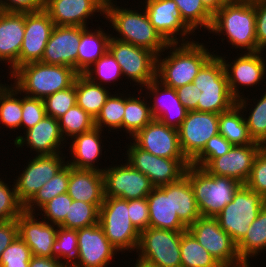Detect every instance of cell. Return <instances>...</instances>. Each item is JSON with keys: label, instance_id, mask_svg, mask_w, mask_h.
<instances>
[{"label": "cell", "instance_id": "cell-1", "mask_svg": "<svg viewBox=\"0 0 266 267\" xmlns=\"http://www.w3.org/2000/svg\"><path fill=\"white\" fill-rule=\"evenodd\" d=\"M209 51L204 43L196 40L168 44L164 52L169 54L166 57L163 53L157 55L156 80L173 89L193 83L199 70L214 55L215 50Z\"/></svg>", "mask_w": 266, "mask_h": 267}, {"label": "cell", "instance_id": "cell-2", "mask_svg": "<svg viewBox=\"0 0 266 267\" xmlns=\"http://www.w3.org/2000/svg\"><path fill=\"white\" fill-rule=\"evenodd\" d=\"M142 9L140 6V11L135 8L132 10V7H120L117 2L106 5L105 19H108L113 31L117 32L116 36L112 33L111 37L152 51L156 56L160 55L164 53L168 43L155 30L146 11Z\"/></svg>", "mask_w": 266, "mask_h": 267}, {"label": "cell", "instance_id": "cell-3", "mask_svg": "<svg viewBox=\"0 0 266 267\" xmlns=\"http://www.w3.org/2000/svg\"><path fill=\"white\" fill-rule=\"evenodd\" d=\"M253 0L226 2L214 15L210 33L225 36L231 47L259 52L256 40Z\"/></svg>", "mask_w": 266, "mask_h": 267}, {"label": "cell", "instance_id": "cell-4", "mask_svg": "<svg viewBox=\"0 0 266 267\" xmlns=\"http://www.w3.org/2000/svg\"><path fill=\"white\" fill-rule=\"evenodd\" d=\"M79 73L69 66L32 62L18 67L11 75L12 83L22 94L44 99L71 87Z\"/></svg>", "mask_w": 266, "mask_h": 267}, {"label": "cell", "instance_id": "cell-5", "mask_svg": "<svg viewBox=\"0 0 266 267\" xmlns=\"http://www.w3.org/2000/svg\"><path fill=\"white\" fill-rule=\"evenodd\" d=\"M184 176L190 182L202 217H215L232 202L234 193L242 185L232 178L211 175L205 169L191 164Z\"/></svg>", "mask_w": 266, "mask_h": 267}, {"label": "cell", "instance_id": "cell-6", "mask_svg": "<svg viewBox=\"0 0 266 267\" xmlns=\"http://www.w3.org/2000/svg\"><path fill=\"white\" fill-rule=\"evenodd\" d=\"M193 84L201 90L197 105L199 112L220 114L236 104L228 87L223 62L217 52L202 66Z\"/></svg>", "mask_w": 266, "mask_h": 267}, {"label": "cell", "instance_id": "cell-7", "mask_svg": "<svg viewBox=\"0 0 266 267\" xmlns=\"http://www.w3.org/2000/svg\"><path fill=\"white\" fill-rule=\"evenodd\" d=\"M129 216L128 200L105 197L100 206L99 225L109 242L123 253L136 252L140 239V232Z\"/></svg>", "mask_w": 266, "mask_h": 267}, {"label": "cell", "instance_id": "cell-8", "mask_svg": "<svg viewBox=\"0 0 266 267\" xmlns=\"http://www.w3.org/2000/svg\"><path fill=\"white\" fill-rule=\"evenodd\" d=\"M265 204L266 200L260 194L246 185H241L234 193L232 202L228 203L215 218L220 227L238 244Z\"/></svg>", "mask_w": 266, "mask_h": 267}, {"label": "cell", "instance_id": "cell-9", "mask_svg": "<svg viewBox=\"0 0 266 267\" xmlns=\"http://www.w3.org/2000/svg\"><path fill=\"white\" fill-rule=\"evenodd\" d=\"M108 50L121 67L123 77L135 82L134 85L137 83L140 87L139 95H145L142 94L143 87L156 79L157 56L152 51L113 37L109 39Z\"/></svg>", "mask_w": 266, "mask_h": 267}, {"label": "cell", "instance_id": "cell-10", "mask_svg": "<svg viewBox=\"0 0 266 267\" xmlns=\"http://www.w3.org/2000/svg\"><path fill=\"white\" fill-rule=\"evenodd\" d=\"M183 232L149 226L140 232L137 257L158 267H181L180 244Z\"/></svg>", "mask_w": 266, "mask_h": 267}, {"label": "cell", "instance_id": "cell-11", "mask_svg": "<svg viewBox=\"0 0 266 267\" xmlns=\"http://www.w3.org/2000/svg\"><path fill=\"white\" fill-rule=\"evenodd\" d=\"M187 230L222 267L246 265L240 258L237 244L219 225L215 217H199Z\"/></svg>", "mask_w": 266, "mask_h": 267}, {"label": "cell", "instance_id": "cell-12", "mask_svg": "<svg viewBox=\"0 0 266 267\" xmlns=\"http://www.w3.org/2000/svg\"><path fill=\"white\" fill-rule=\"evenodd\" d=\"M125 159L134 168L147 176L155 187L179 181L190 165L187 159H168L144 151L134 143H128Z\"/></svg>", "mask_w": 266, "mask_h": 267}, {"label": "cell", "instance_id": "cell-13", "mask_svg": "<svg viewBox=\"0 0 266 267\" xmlns=\"http://www.w3.org/2000/svg\"><path fill=\"white\" fill-rule=\"evenodd\" d=\"M63 153L34 155L28 160L22 173L15 177L14 183L19 201L25 206L40 188L56 175L66 164Z\"/></svg>", "mask_w": 266, "mask_h": 267}, {"label": "cell", "instance_id": "cell-14", "mask_svg": "<svg viewBox=\"0 0 266 267\" xmlns=\"http://www.w3.org/2000/svg\"><path fill=\"white\" fill-rule=\"evenodd\" d=\"M177 130L181 151L191 162L204 149L207 141L219 134V114L188 111Z\"/></svg>", "mask_w": 266, "mask_h": 267}, {"label": "cell", "instance_id": "cell-15", "mask_svg": "<svg viewBox=\"0 0 266 267\" xmlns=\"http://www.w3.org/2000/svg\"><path fill=\"white\" fill-rule=\"evenodd\" d=\"M103 170L105 197L124 200L146 198L155 187L150 179L127 161Z\"/></svg>", "mask_w": 266, "mask_h": 267}, {"label": "cell", "instance_id": "cell-16", "mask_svg": "<svg viewBox=\"0 0 266 267\" xmlns=\"http://www.w3.org/2000/svg\"><path fill=\"white\" fill-rule=\"evenodd\" d=\"M243 53L237 54L238 56L232 62L231 60L228 62V59H225V55H218L225 68L230 93L236 100L243 96L240 95L243 92L239 91L242 86L244 88H252L254 85L260 86L259 84L266 79V61L262 57L264 52Z\"/></svg>", "mask_w": 266, "mask_h": 267}, {"label": "cell", "instance_id": "cell-17", "mask_svg": "<svg viewBox=\"0 0 266 267\" xmlns=\"http://www.w3.org/2000/svg\"><path fill=\"white\" fill-rule=\"evenodd\" d=\"M143 5H145L143 7L149 17L150 23L168 44L194 41L191 37L190 39L188 37L193 32L181 20L175 1L145 0Z\"/></svg>", "mask_w": 266, "mask_h": 267}, {"label": "cell", "instance_id": "cell-18", "mask_svg": "<svg viewBox=\"0 0 266 267\" xmlns=\"http://www.w3.org/2000/svg\"><path fill=\"white\" fill-rule=\"evenodd\" d=\"M78 255L70 267H108L120 253L106 238L99 223L78 229Z\"/></svg>", "mask_w": 266, "mask_h": 267}, {"label": "cell", "instance_id": "cell-19", "mask_svg": "<svg viewBox=\"0 0 266 267\" xmlns=\"http://www.w3.org/2000/svg\"><path fill=\"white\" fill-rule=\"evenodd\" d=\"M130 140L144 151L168 159H186L178 137V130L153 119Z\"/></svg>", "mask_w": 266, "mask_h": 267}, {"label": "cell", "instance_id": "cell-20", "mask_svg": "<svg viewBox=\"0 0 266 267\" xmlns=\"http://www.w3.org/2000/svg\"><path fill=\"white\" fill-rule=\"evenodd\" d=\"M54 26L44 9L25 12V32L19 54V67L41 61Z\"/></svg>", "mask_w": 266, "mask_h": 267}, {"label": "cell", "instance_id": "cell-21", "mask_svg": "<svg viewBox=\"0 0 266 267\" xmlns=\"http://www.w3.org/2000/svg\"><path fill=\"white\" fill-rule=\"evenodd\" d=\"M262 148L261 144L233 146L228 153L214 158L204 169L211 175L229 177L245 185L254 159Z\"/></svg>", "mask_w": 266, "mask_h": 267}, {"label": "cell", "instance_id": "cell-22", "mask_svg": "<svg viewBox=\"0 0 266 267\" xmlns=\"http://www.w3.org/2000/svg\"><path fill=\"white\" fill-rule=\"evenodd\" d=\"M144 90L147 99L150 98L148 101H150L153 119L162 122L168 127L178 129L186 118L188 110L179 100L176 89L164 86L155 79L147 86H144Z\"/></svg>", "mask_w": 266, "mask_h": 267}, {"label": "cell", "instance_id": "cell-23", "mask_svg": "<svg viewBox=\"0 0 266 267\" xmlns=\"http://www.w3.org/2000/svg\"><path fill=\"white\" fill-rule=\"evenodd\" d=\"M44 10L55 26L88 27L87 19L96 13L105 17V5L99 0H44Z\"/></svg>", "mask_w": 266, "mask_h": 267}, {"label": "cell", "instance_id": "cell-24", "mask_svg": "<svg viewBox=\"0 0 266 267\" xmlns=\"http://www.w3.org/2000/svg\"><path fill=\"white\" fill-rule=\"evenodd\" d=\"M23 134L17 136L12 144L16 148H22L26 144L30 152L35 151L36 155L61 153L62 148L66 147L65 142H68L62 136L58 119L48 115Z\"/></svg>", "mask_w": 266, "mask_h": 267}, {"label": "cell", "instance_id": "cell-25", "mask_svg": "<svg viewBox=\"0 0 266 267\" xmlns=\"http://www.w3.org/2000/svg\"><path fill=\"white\" fill-rule=\"evenodd\" d=\"M81 26H54L40 62L69 66L77 71Z\"/></svg>", "mask_w": 266, "mask_h": 267}, {"label": "cell", "instance_id": "cell-26", "mask_svg": "<svg viewBox=\"0 0 266 267\" xmlns=\"http://www.w3.org/2000/svg\"><path fill=\"white\" fill-rule=\"evenodd\" d=\"M37 217V218H36ZM18 236L28 245L33 256L52 258L58 225L48 223L36 213L23 212L17 218Z\"/></svg>", "mask_w": 266, "mask_h": 267}, {"label": "cell", "instance_id": "cell-27", "mask_svg": "<svg viewBox=\"0 0 266 267\" xmlns=\"http://www.w3.org/2000/svg\"><path fill=\"white\" fill-rule=\"evenodd\" d=\"M25 32V12H0V62L9 75L19 67V54Z\"/></svg>", "mask_w": 266, "mask_h": 267}, {"label": "cell", "instance_id": "cell-28", "mask_svg": "<svg viewBox=\"0 0 266 267\" xmlns=\"http://www.w3.org/2000/svg\"><path fill=\"white\" fill-rule=\"evenodd\" d=\"M102 130L94 127L92 130L74 136L69 144V152H71V160L68 159L67 164L75 169L97 170L103 172L105 167L99 168L98 163L102 158ZM102 144V145H101ZM73 156V157H72ZM101 157V158H100Z\"/></svg>", "mask_w": 266, "mask_h": 267}, {"label": "cell", "instance_id": "cell-29", "mask_svg": "<svg viewBox=\"0 0 266 267\" xmlns=\"http://www.w3.org/2000/svg\"><path fill=\"white\" fill-rule=\"evenodd\" d=\"M149 209V226L158 229L186 231L172 204V183L154 187L146 197Z\"/></svg>", "mask_w": 266, "mask_h": 267}, {"label": "cell", "instance_id": "cell-30", "mask_svg": "<svg viewBox=\"0 0 266 267\" xmlns=\"http://www.w3.org/2000/svg\"><path fill=\"white\" fill-rule=\"evenodd\" d=\"M67 194L73 200L102 204L105 199L103 173L97 170L75 169L69 166Z\"/></svg>", "mask_w": 266, "mask_h": 267}, {"label": "cell", "instance_id": "cell-31", "mask_svg": "<svg viewBox=\"0 0 266 267\" xmlns=\"http://www.w3.org/2000/svg\"><path fill=\"white\" fill-rule=\"evenodd\" d=\"M95 29L81 27V38L77 55V72L79 74H83L108 51L111 34L100 28V26Z\"/></svg>", "mask_w": 266, "mask_h": 267}, {"label": "cell", "instance_id": "cell-32", "mask_svg": "<svg viewBox=\"0 0 266 267\" xmlns=\"http://www.w3.org/2000/svg\"><path fill=\"white\" fill-rule=\"evenodd\" d=\"M219 134L233 146L260 144L251 138L243 111L237 104L230 110L219 114Z\"/></svg>", "mask_w": 266, "mask_h": 267}, {"label": "cell", "instance_id": "cell-33", "mask_svg": "<svg viewBox=\"0 0 266 267\" xmlns=\"http://www.w3.org/2000/svg\"><path fill=\"white\" fill-rule=\"evenodd\" d=\"M106 88L108 86L93 83L83 74H79L76 77V104L96 119L111 94Z\"/></svg>", "mask_w": 266, "mask_h": 267}, {"label": "cell", "instance_id": "cell-34", "mask_svg": "<svg viewBox=\"0 0 266 267\" xmlns=\"http://www.w3.org/2000/svg\"><path fill=\"white\" fill-rule=\"evenodd\" d=\"M237 250L246 265L250 264L249 258H256L260 252L266 251V204L249 226L244 238L237 244Z\"/></svg>", "mask_w": 266, "mask_h": 267}, {"label": "cell", "instance_id": "cell-35", "mask_svg": "<svg viewBox=\"0 0 266 267\" xmlns=\"http://www.w3.org/2000/svg\"><path fill=\"white\" fill-rule=\"evenodd\" d=\"M172 204L174 212L187 228L201 217L193 189L185 176L172 183Z\"/></svg>", "mask_w": 266, "mask_h": 267}, {"label": "cell", "instance_id": "cell-36", "mask_svg": "<svg viewBox=\"0 0 266 267\" xmlns=\"http://www.w3.org/2000/svg\"><path fill=\"white\" fill-rule=\"evenodd\" d=\"M141 97H145L142 98ZM147 96H131L127 93L125 96V109L122 119V129L132 138L138 131L142 130L152 120L149 101Z\"/></svg>", "mask_w": 266, "mask_h": 267}, {"label": "cell", "instance_id": "cell-37", "mask_svg": "<svg viewBox=\"0 0 266 267\" xmlns=\"http://www.w3.org/2000/svg\"><path fill=\"white\" fill-rule=\"evenodd\" d=\"M242 95L243 96L241 98L236 100V104L243 111L248 132L254 142L260 143L262 146H264L266 144V92L262 94L257 102L255 99L250 100L247 97L245 98L244 94ZM248 100H253L254 105H252V102L249 104L250 102ZM248 105H250L251 108L247 107ZM248 111L249 114L247 115Z\"/></svg>", "mask_w": 266, "mask_h": 267}, {"label": "cell", "instance_id": "cell-38", "mask_svg": "<svg viewBox=\"0 0 266 267\" xmlns=\"http://www.w3.org/2000/svg\"><path fill=\"white\" fill-rule=\"evenodd\" d=\"M20 95V96H19ZM22 93L12 83L0 90V124L10 131L19 130L22 121Z\"/></svg>", "mask_w": 266, "mask_h": 267}, {"label": "cell", "instance_id": "cell-39", "mask_svg": "<svg viewBox=\"0 0 266 267\" xmlns=\"http://www.w3.org/2000/svg\"><path fill=\"white\" fill-rule=\"evenodd\" d=\"M181 267H222L188 231L181 235Z\"/></svg>", "mask_w": 266, "mask_h": 267}, {"label": "cell", "instance_id": "cell-40", "mask_svg": "<svg viewBox=\"0 0 266 267\" xmlns=\"http://www.w3.org/2000/svg\"><path fill=\"white\" fill-rule=\"evenodd\" d=\"M69 184V165L66 164L55 176L47 181L34 197L24 206V212L36 213L44 204L57 195L67 193ZM37 208V210H36Z\"/></svg>", "mask_w": 266, "mask_h": 267}, {"label": "cell", "instance_id": "cell-41", "mask_svg": "<svg viewBox=\"0 0 266 267\" xmlns=\"http://www.w3.org/2000/svg\"><path fill=\"white\" fill-rule=\"evenodd\" d=\"M176 2L181 20L194 33L199 29H211L213 15L204 7L201 0H173Z\"/></svg>", "mask_w": 266, "mask_h": 267}, {"label": "cell", "instance_id": "cell-42", "mask_svg": "<svg viewBox=\"0 0 266 267\" xmlns=\"http://www.w3.org/2000/svg\"><path fill=\"white\" fill-rule=\"evenodd\" d=\"M101 205L73 200L65 220L59 226L77 230L99 223Z\"/></svg>", "mask_w": 266, "mask_h": 267}, {"label": "cell", "instance_id": "cell-43", "mask_svg": "<svg viewBox=\"0 0 266 267\" xmlns=\"http://www.w3.org/2000/svg\"><path fill=\"white\" fill-rule=\"evenodd\" d=\"M121 93L110 94L106 99L99 115L95 119V127L104 131V127H108V132L111 130L122 131V119L125 109V96Z\"/></svg>", "mask_w": 266, "mask_h": 267}, {"label": "cell", "instance_id": "cell-44", "mask_svg": "<svg viewBox=\"0 0 266 267\" xmlns=\"http://www.w3.org/2000/svg\"><path fill=\"white\" fill-rule=\"evenodd\" d=\"M58 123L65 141L95 127V119L77 104L59 117Z\"/></svg>", "mask_w": 266, "mask_h": 267}, {"label": "cell", "instance_id": "cell-45", "mask_svg": "<svg viewBox=\"0 0 266 267\" xmlns=\"http://www.w3.org/2000/svg\"><path fill=\"white\" fill-rule=\"evenodd\" d=\"M83 75L91 82L101 86L109 85L112 82L115 85L116 83L114 82H118L123 77L121 67L109 50L88 68Z\"/></svg>", "mask_w": 266, "mask_h": 267}, {"label": "cell", "instance_id": "cell-46", "mask_svg": "<svg viewBox=\"0 0 266 267\" xmlns=\"http://www.w3.org/2000/svg\"><path fill=\"white\" fill-rule=\"evenodd\" d=\"M77 238L78 229H67L59 226L56 232V240L52 246V258H56L70 267L76 261L78 255Z\"/></svg>", "mask_w": 266, "mask_h": 267}, {"label": "cell", "instance_id": "cell-47", "mask_svg": "<svg viewBox=\"0 0 266 267\" xmlns=\"http://www.w3.org/2000/svg\"><path fill=\"white\" fill-rule=\"evenodd\" d=\"M48 116L58 119L76 105V79L74 84L43 99Z\"/></svg>", "mask_w": 266, "mask_h": 267}, {"label": "cell", "instance_id": "cell-48", "mask_svg": "<svg viewBox=\"0 0 266 267\" xmlns=\"http://www.w3.org/2000/svg\"><path fill=\"white\" fill-rule=\"evenodd\" d=\"M1 179L2 178H0V221L15 220L24 212V205L17 197L15 183H13V185H8Z\"/></svg>", "mask_w": 266, "mask_h": 267}, {"label": "cell", "instance_id": "cell-49", "mask_svg": "<svg viewBox=\"0 0 266 267\" xmlns=\"http://www.w3.org/2000/svg\"><path fill=\"white\" fill-rule=\"evenodd\" d=\"M32 257L28 245L18 236L2 252L0 267H29Z\"/></svg>", "mask_w": 266, "mask_h": 267}, {"label": "cell", "instance_id": "cell-50", "mask_svg": "<svg viewBox=\"0 0 266 267\" xmlns=\"http://www.w3.org/2000/svg\"><path fill=\"white\" fill-rule=\"evenodd\" d=\"M233 145L222 135L211 137L204 149L190 162L191 165L204 169L214 158L228 153Z\"/></svg>", "mask_w": 266, "mask_h": 267}, {"label": "cell", "instance_id": "cell-51", "mask_svg": "<svg viewBox=\"0 0 266 267\" xmlns=\"http://www.w3.org/2000/svg\"><path fill=\"white\" fill-rule=\"evenodd\" d=\"M72 201L73 199L67 193L57 195L52 200L44 204L38 210L41 213H36V215H42L43 217L40 219L59 226L65 220L66 214Z\"/></svg>", "mask_w": 266, "mask_h": 267}, {"label": "cell", "instance_id": "cell-52", "mask_svg": "<svg viewBox=\"0 0 266 267\" xmlns=\"http://www.w3.org/2000/svg\"><path fill=\"white\" fill-rule=\"evenodd\" d=\"M46 115L43 99L29 97L22 94L21 129L24 128V132L35 126Z\"/></svg>", "mask_w": 266, "mask_h": 267}, {"label": "cell", "instance_id": "cell-53", "mask_svg": "<svg viewBox=\"0 0 266 267\" xmlns=\"http://www.w3.org/2000/svg\"><path fill=\"white\" fill-rule=\"evenodd\" d=\"M245 185L266 200V150L263 148L254 159L250 177Z\"/></svg>", "mask_w": 266, "mask_h": 267}, {"label": "cell", "instance_id": "cell-54", "mask_svg": "<svg viewBox=\"0 0 266 267\" xmlns=\"http://www.w3.org/2000/svg\"><path fill=\"white\" fill-rule=\"evenodd\" d=\"M128 210L131 223L139 232L149 227V209L147 198L128 200Z\"/></svg>", "mask_w": 266, "mask_h": 267}, {"label": "cell", "instance_id": "cell-55", "mask_svg": "<svg viewBox=\"0 0 266 267\" xmlns=\"http://www.w3.org/2000/svg\"><path fill=\"white\" fill-rule=\"evenodd\" d=\"M256 15V40L260 51L266 49V0H253Z\"/></svg>", "mask_w": 266, "mask_h": 267}, {"label": "cell", "instance_id": "cell-56", "mask_svg": "<svg viewBox=\"0 0 266 267\" xmlns=\"http://www.w3.org/2000/svg\"><path fill=\"white\" fill-rule=\"evenodd\" d=\"M177 95L181 103L188 111H197L198 100L201 95L195 84L189 83L176 89Z\"/></svg>", "mask_w": 266, "mask_h": 267}, {"label": "cell", "instance_id": "cell-57", "mask_svg": "<svg viewBox=\"0 0 266 267\" xmlns=\"http://www.w3.org/2000/svg\"><path fill=\"white\" fill-rule=\"evenodd\" d=\"M3 11L34 12L44 9V0H2Z\"/></svg>", "mask_w": 266, "mask_h": 267}, {"label": "cell", "instance_id": "cell-58", "mask_svg": "<svg viewBox=\"0 0 266 267\" xmlns=\"http://www.w3.org/2000/svg\"><path fill=\"white\" fill-rule=\"evenodd\" d=\"M18 237L17 219L0 221V258L2 252Z\"/></svg>", "mask_w": 266, "mask_h": 267}, {"label": "cell", "instance_id": "cell-59", "mask_svg": "<svg viewBox=\"0 0 266 267\" xmlns=\"http://www.w3.org/2000/svg\"><path fill=\"white\" fill-rule=\"evenodd\" d=\"M29 267H67L64 262L56 258L33 256L30 259Z\"/></svg>", "mask_w": 266, "mask_h": 267}, {"label": "cell", "instance_id": "cell-60", "mask_svg": "<svg viewBox=\"0 0 266 267\" xmlns=\"http://www.w3.org/2000/svg\"><path fill=\"white\" fill-rule=\"evenodd\" d=\"M204 7L214 15L227 1L226 0H201Z\"/></svg>", "mask_w": 266, "mask_h": 267}, {"label": "cell", "instance_id": "cell-61", "mask_svg": "<svg viewBox=\"0 0 266 267\" xmlns=\"http://www.w3.org/2000/svg\"><path fill=\"white\" fill-rule=\"evenodd\" d=\"M134 267H158L156 265L150 264L144 260H141L139 258H137L136 263L134 264Z\"/></svg>", "mask_w": 266, "mask_h": 267}, {"label": "cell", "instance_id": "cell-62", "mask_svg": "<svg viewBox=\"0 0 266 267\" xmlns=\"http://www.w3.org/2000/svg\"><path fill=\"white\" fill-rule=\"evenodd\" d=\"M99 1L102 2L105 6L108 5V4L116 2L114 0H99Z\"/></svg>", "mask_w": 266, "mask_h": 267}, {"label": "cell", "instance_id": "cell-63", "mask_svg": "<svg viewBox=\"0 0 266 267\" xmlns=\"http://www.w3.org/2000/svg\"><path fill=\"white\" fill-rule=\"evenodd\" d=\"M3 11V2H2V0H0V12H2Z\"/></svg>", "mask_w": 266, "mask_h": 267}, {"label": "cell", "instance_id": "cell-64", "mask_svg": "<svg viewBox=\"0 0 266 267\" xmlns=\"http://www.w3.org/2000/svg\"><path fill=\"white\" fill-rule=\"evenodd\" d=\"M1 81V80H0ZM6 85V83L5 84H2V82L0 83V90L4 87Z\"/></svg>", "mask_w": 266, "mask_h": 267}, {"label": "cell", "instance_id": "cell-65", "mask_svg": "<svg viewBox=\"0 0 266 267\" xmlns=\"http://www.w3.org/2000/svg\"><path fill=\"white\" fill-rule=\"evenodd\" d=\"M227 2H231V1H244V0H226Z\"/></svg>", "mask_w": 266, "mask_h": 267}, {"label": "cell", "instance_id": "cell-66", "mask_svg": "<svg viewBox=\"0 0 266 267\" xmlns=\"http://www.w3.org/2000/svg\"><path fill=\"white\" fill-rule=\"evenodd\" d=\"M250 265H251V264H249V265H244V266H242V267H251Z\"/></svg>", "mask_w": 266, "mask_h": 267}]
</instances>
